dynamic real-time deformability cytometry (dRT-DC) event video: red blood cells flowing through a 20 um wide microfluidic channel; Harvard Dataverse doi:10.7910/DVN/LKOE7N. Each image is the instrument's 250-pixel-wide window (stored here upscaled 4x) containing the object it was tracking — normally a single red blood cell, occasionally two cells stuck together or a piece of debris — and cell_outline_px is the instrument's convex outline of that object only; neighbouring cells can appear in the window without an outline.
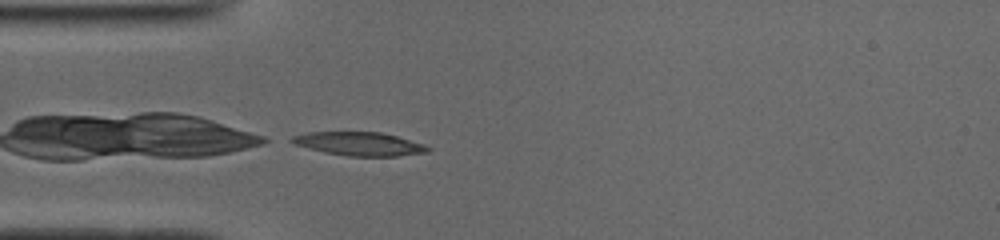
{"species": "common noctule bat (a hibernating species)", "species_latin": "Nyctalus noctula", "temperature_condition": "cold", "stored_images_in_passage": 34, "camera_frame_rate_fps": 3000, "um_per_image_px": 0.085, "animal": {"sex": "male", "body_mass_g": 19.0, "forearm_length_mm": 50.8}, "frame": {"image": 1, "passage_image": 1, "time_ms": 0.0, "image_size_px": [1000, 240], "cell_outline_px": [[432, 148], [428, 152], [396, 156], [348, 156], [324, 152], [308, 148], [296, 144], [288, 140], [292, 136], [308, 132], [380, 132], [396, 136], [424, 144]], "centroid_in_image_um": [30.54, 12.22], "position_along_channel_um": 54.5, "area_um2": 18.55}}
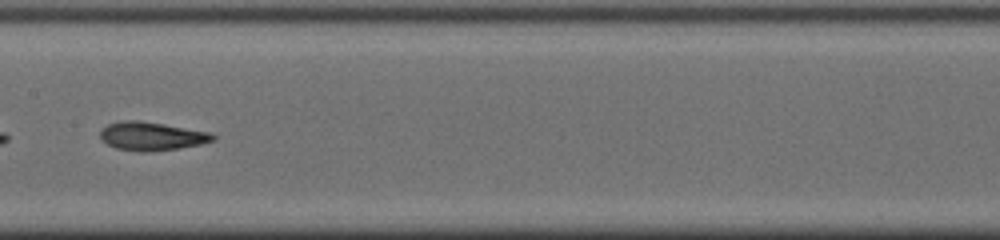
{"frame": {"image": 2, "passage_image": 12, "time_ms": 3.667, "image_size_px": [1000, 240], "cell_outline_px": [[216, 140], [200, 144], [180, 148], [144, 152], [140, 152], [116, 148], [100, 140], [100, 128], [108, 124], [124, 120], [140, 120], [212, 132], [216, 136]], "centroid_in_image_um": [12.89, 11.57], "position_along_channel_um": 194.5, "area_um2": 18.9}}
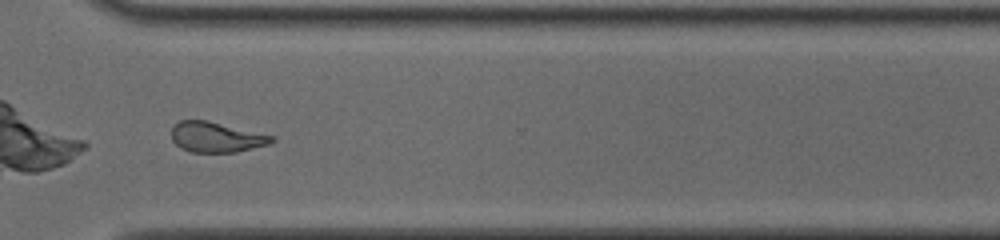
{"frame": {"image": 3, "passage_image": 24, "time_ms": 7.667, "image_size_px": [1000, 240], "cell_outline_px": [[276, 140], [268, 144], [236, 152], [192, 152], [180, 148], [172, 140], [172, 128], [180, 120], [208, 120], [276, 136]], "centroid_in_image_um": [18.4, 11.65], "position_along_channel_um": 352.2, "area_um2": 17.74}, "authors_computed_cell_mechanics": {"area_um2": 18.5827, "velocity_mm_per_s": 3.9334, "shape_relaxation_time_tau1_ms": 7.8985, "shape_relaxation_time_tau2_ms": 3.3275, "deformation_change_tau1": 0.2464, "deformation_change_tau2": 0.1237}}